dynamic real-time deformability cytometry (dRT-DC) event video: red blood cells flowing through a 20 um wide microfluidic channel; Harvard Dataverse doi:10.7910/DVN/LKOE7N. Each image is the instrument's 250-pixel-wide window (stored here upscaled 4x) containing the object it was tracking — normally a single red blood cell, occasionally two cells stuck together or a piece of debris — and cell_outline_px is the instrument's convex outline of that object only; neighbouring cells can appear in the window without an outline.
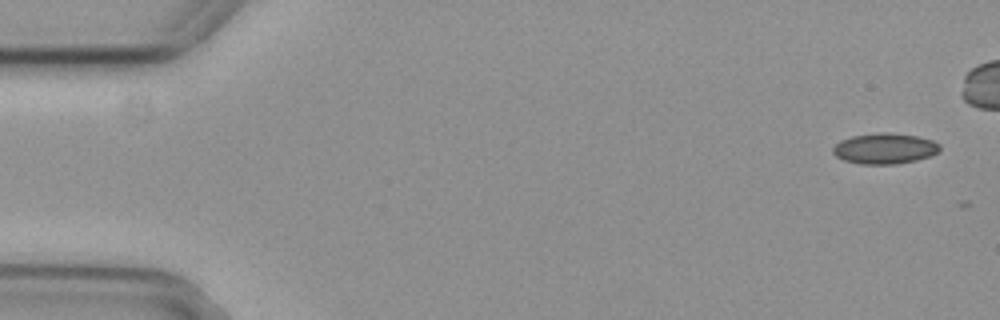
{"species": "common noctule bat (a hibernating species)", "species_latin": "Nyctalus noctula", "temperature_condition": "cold", "stored_images_in_passage": 6, "camera_frame_rate_fps": 3000, "um_per_image_px": 0.085, "animal": {"sex": "female", "body_mass_g": 29.2, "forearm_length_mm": 56.3}, "frame": {"image": 1, "passage_image": 1, "time_ms": 0.0, "image_size_px": [1000, 320], "cell_outline_px": [[940, 148], [936, 152], [928, 156], [916, 160], [896, 164], [860, 164], [844, 160], [836, 156], [832, 152], [832, 148], [840, 140], [852, 136], [880, 132], [888, 132], [916, 136], [932, 140], [940, 144]], "centroid_in_image_um": [75.17, 12.62], "position_along_channel_um": 9.8, "area_um2": 19.02}}